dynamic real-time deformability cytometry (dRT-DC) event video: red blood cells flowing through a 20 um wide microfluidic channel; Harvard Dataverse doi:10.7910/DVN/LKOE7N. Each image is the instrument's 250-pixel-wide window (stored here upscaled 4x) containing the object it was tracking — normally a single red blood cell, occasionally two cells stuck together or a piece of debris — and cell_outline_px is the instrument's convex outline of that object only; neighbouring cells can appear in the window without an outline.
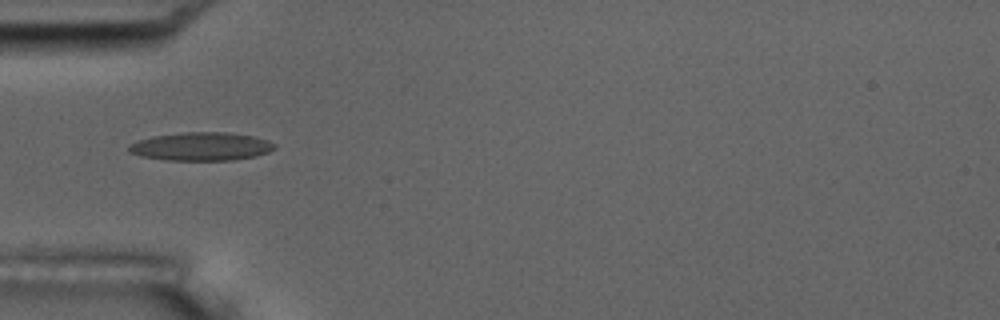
{"species": "common noctule bat (a hibernating species)", "species_latin": "Nyctalus noctula", "temperature_condition": "room temperature", "stored_images_in_passage": 38, "camera_frame_rate_fps": 3000, "um_per_image_px": 0.085, "animal": {"sex": "male", "body_mass_g": 17.5, "forearm_length_mm": 52.3}, "frame": {"image": 1, "passage_image": 1, "time_ms": 0.0, "image_size_px": [1000, 320], "cell_outline_px": [[276, 148], [268, 152], [256, 156], [232, 160], [164, 160], [140, 156], [128, 152], [128, 144], [136, 140], [152, 136], [184, 132], [224, 132], [252, 136], [276, 144]], "centroid_in_image_um": [17.03, 12.45], "position_along_channel_um": 68.0, "area_um2": 24.1}, "authors_computed_cell_mechanics": {"area_um2": 22.2241, "velocity_mm_per_s": 3.6934, "shape_relaxation_time_tau1_ms": 3.978, "shape_relaxation_time_tau2_ms": 2.6094, "deformation_change_tau1": 0.1587, "deformation_change_tau2": 0.1363}}